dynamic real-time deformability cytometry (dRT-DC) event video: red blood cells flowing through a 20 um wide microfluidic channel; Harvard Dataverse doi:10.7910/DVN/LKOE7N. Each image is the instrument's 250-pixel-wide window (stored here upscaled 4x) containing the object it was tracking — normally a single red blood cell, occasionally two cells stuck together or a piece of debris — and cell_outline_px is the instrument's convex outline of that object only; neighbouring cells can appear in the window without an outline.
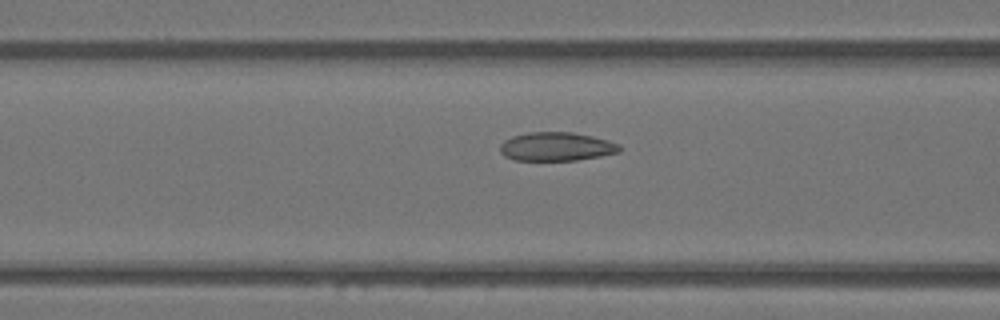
{"species": "Egyptian fruit bat (a non-hibernating species)", "species_latin": "Rousettus aegyptiacus", "temperature_condition": "warm", "stored_images_in_passage": 18, "camera_frame_rate_fps": 3000, "um_per_image_px": 0.085, "animal": {"sex": "female"}, "frame": {"image": 1, "passage_image": 16, "time_ms": 5.0, "image_size_px": [1000, 320], "cell_outline_px": [[620, 152], [600, 156], [576, 160], [512, 160], [504, 156], [500, 152], [500, 144], [504, 140], [512, 136], [528, 132], [572, 132], [592, 136], [608, 140], [620, 144]], "centroid_in_image_um": [47.27, 12.46], "position_along_channel_um": 119.3, "area_um2": 20.06}}